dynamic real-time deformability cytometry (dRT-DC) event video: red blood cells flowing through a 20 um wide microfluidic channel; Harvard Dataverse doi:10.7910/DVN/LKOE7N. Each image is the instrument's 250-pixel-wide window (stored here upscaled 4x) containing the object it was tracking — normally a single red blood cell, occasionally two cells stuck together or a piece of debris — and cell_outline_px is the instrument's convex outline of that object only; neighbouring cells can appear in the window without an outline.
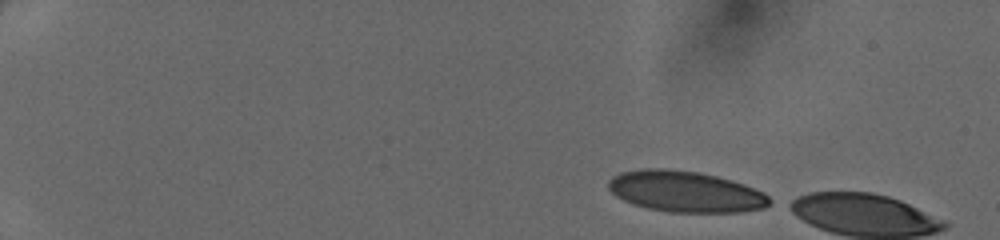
{"species": "human", "species_latin": "Homo sapiens", "temperature_condition": "cold", "stored_images_in_passage": 6, "camera_frame_rate_fps": 3000, "um_per_image_px": 0.085, "donor": {"sex": "female"}, "frame": {"image": 1, "passage_image": 1, "time_ms": 0.0, "image_size_px": [1000, 240], "cell_outline_px": [[776, 200], [772, 204], [764, 208], [740, 212], [668, 212], [648, 208], [632, 204], [616, 196], [608, 188], [608, 180], [612, 176], [620, 172], [640, 168], [664, 168], [700, 172], [732, 180], [744, 184], [764, 192]], "centroid_in_image_um": [58.29, 16.28], "position_along_channel_um": 26.7, "area_um2": 39.07}}